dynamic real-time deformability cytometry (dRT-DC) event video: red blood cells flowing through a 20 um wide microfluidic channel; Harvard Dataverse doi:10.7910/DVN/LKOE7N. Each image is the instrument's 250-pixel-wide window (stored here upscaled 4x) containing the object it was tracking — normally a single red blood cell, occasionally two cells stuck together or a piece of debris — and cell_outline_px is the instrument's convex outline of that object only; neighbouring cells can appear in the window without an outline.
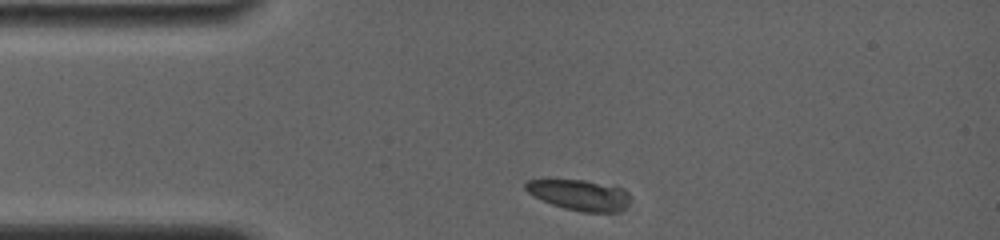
{"species": "common noctule bat (a hibernating species)", "species_latin": "Nyctalus noctula", "temperature_condition": "room temperature", "stored_images_in_passage": 4, "camera_frame_rate_fps": 4000, "um_per_image_px": 0.085, "animal": {"sex": "female", "body_mass_g": 19.0, "forearm_length_mm": 56.7}, "frame": {"image": 1, "passage_image": 1, "time_ms": 0.0, "image_size_px": [1000, 240], "cell_outline_px": [[628, 204], [620, 212], [580, 212], [564, 208], [552, 204], [528, 192], [524, 188], [524, 184], [528, 180], [584, 180], [624, 188], [628, 192]], "centroid_in_image_um": [49.29, 16.58], "position_along_channel_um": 35.7, "area_um2": 18.5}}
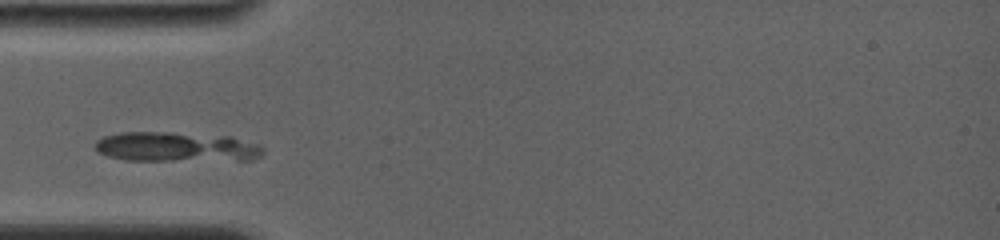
{"frame": {"image": 2, "passage_image": 4, "time_ms": 1.75, "image_size_px": [1000, 240], "cell_outline_px": [[264, 152], [260, 156], [248, 160], [128, 160], [108, 156], [96, 152], [96, 140], [104, 136], [120, 132], [168, 132], [232, 136], [260, 144], [264, 148]], "centroid_in_image_um": [15.02, 12.48], "position_along_channel_um": 70.0, "area_um2": 29.3}}